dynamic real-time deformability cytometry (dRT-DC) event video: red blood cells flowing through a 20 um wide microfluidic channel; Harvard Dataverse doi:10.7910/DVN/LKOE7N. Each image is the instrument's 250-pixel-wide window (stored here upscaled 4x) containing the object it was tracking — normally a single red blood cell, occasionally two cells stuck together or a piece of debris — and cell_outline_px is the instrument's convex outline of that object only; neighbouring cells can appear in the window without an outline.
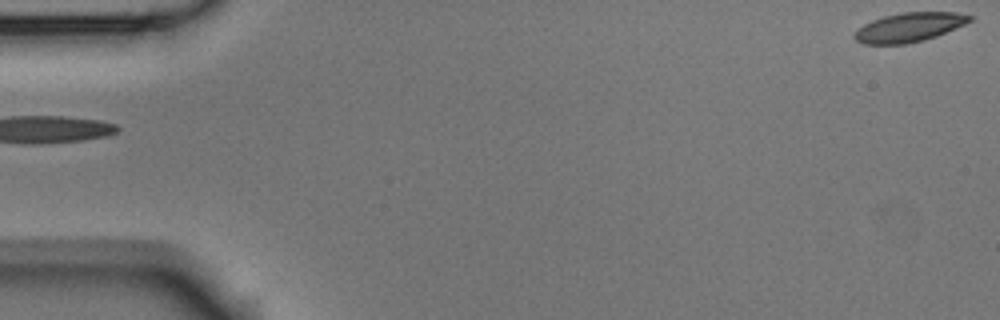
{"species": "Egyptian fruit bat (a non-hibernating species)", "species_latin": "Rousettus aegyptiacus", "temperature_condition": "room temperature", "stored_images_in_passage": 2, "segment_of_instrument_passage": [2, 2], "camera_frame_rate_fps": 3000, "um_per_image_px": 0.085, "animal": {"sex": "male"}, "frame": {"image": 1, "passage_image": 2, "time_ms": 0.333, "image_size_px": [1000, 320], "cell_outline_px": [[976, 16], [972, 20], [964, 24], [936, 36], [924, 40], [904, 44], [864, 44], [856, 40], [852, 36], [864, 24], [872, 20], [884, 16], [900, 12], [956, 12]], "centroid_in_image_um": [77.3, 2.31], "position_along_channel_um": 7.7, "area_um2": 19.54}}